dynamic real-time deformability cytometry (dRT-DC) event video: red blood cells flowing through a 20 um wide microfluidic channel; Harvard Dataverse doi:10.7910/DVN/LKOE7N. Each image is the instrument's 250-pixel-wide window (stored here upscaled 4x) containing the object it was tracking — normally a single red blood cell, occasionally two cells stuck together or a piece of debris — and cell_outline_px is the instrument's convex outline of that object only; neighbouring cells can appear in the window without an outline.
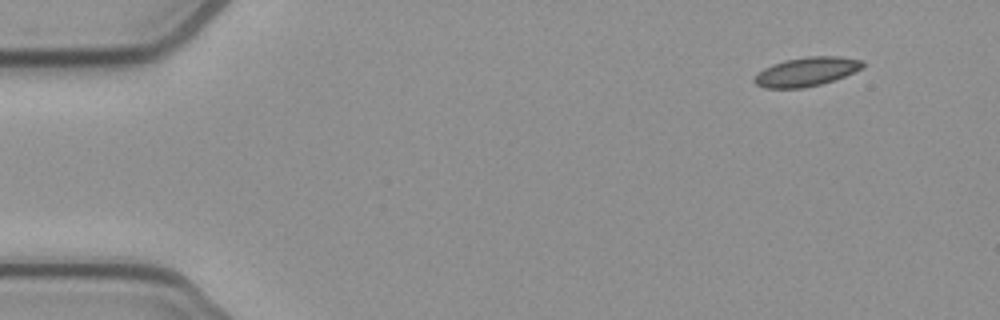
{"species": "common noctule bat (a hibernating species)", "species_latin": "Nyctalus noctula", "temperature_condition": "cold", "stored_images_in_passage": 8, "camera_frame_rate_fps": 3000, "um_per_image_px": 0.085, "animal": {"sex": "female", "body_mass_g": 21.9}, "frame": {"image": 1, "passage_image": 1, "time_ms": 0.0, "image_size_px": [1000, 320], "cell_outline_px": [[864, 64], [860, 68], [844, 76], [820, 84], [804, 88], [764, 88], [756, 84], [752, 80], [756, 72], [772, 64], [784, 60], [808, 56], [840, 56], [864, 60]], "centroid_in_image_um": [68.49, 6.09], "position_along_channel_um": 16.5, "area_um2": 18.32}}